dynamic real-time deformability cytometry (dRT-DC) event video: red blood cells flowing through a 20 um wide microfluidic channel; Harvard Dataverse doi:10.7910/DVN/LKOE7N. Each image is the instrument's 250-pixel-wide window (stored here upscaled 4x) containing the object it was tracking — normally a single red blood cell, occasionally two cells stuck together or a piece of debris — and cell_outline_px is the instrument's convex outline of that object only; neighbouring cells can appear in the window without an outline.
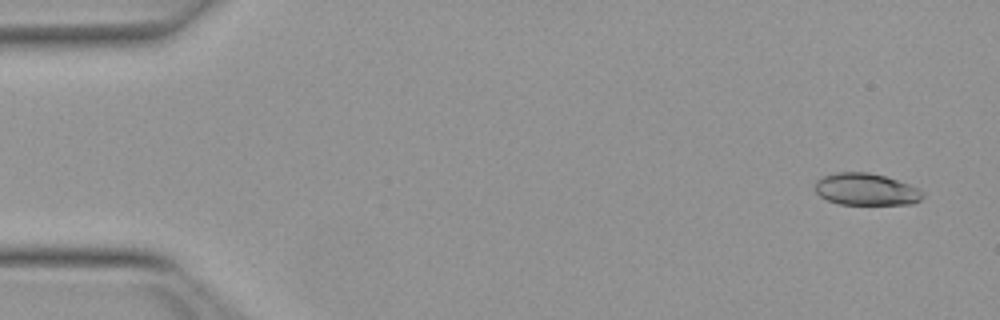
{"species": "Egyptian fruit bat (a non-hibernating species)", "species_latin": "Rousettus aegyptiacus", "temperature_condition": "warm", "stored_images_in_passage": 52, "camera_frame_rate_fps": 3000, "um_per_image_px": 0.085, "animal": {"sex": "female"}, "frame": {"image": 1, "passage_image": 3, "time_ms": 0.667, "image_size_px": [1000, 320], "cell_outline_px": [[924, 196], [920, 200], [912, 204], [840, 204], [828, 200], [820, 196], [816, 192], [816, 180], [824, 176], [836, 172], [868, 172], [884, 176], [908, 184], [924, 192]], "centroid_in_image_um": [73.61, 16.1], "position_along_channel_um": 11.4, "area_um2": 19.88}}
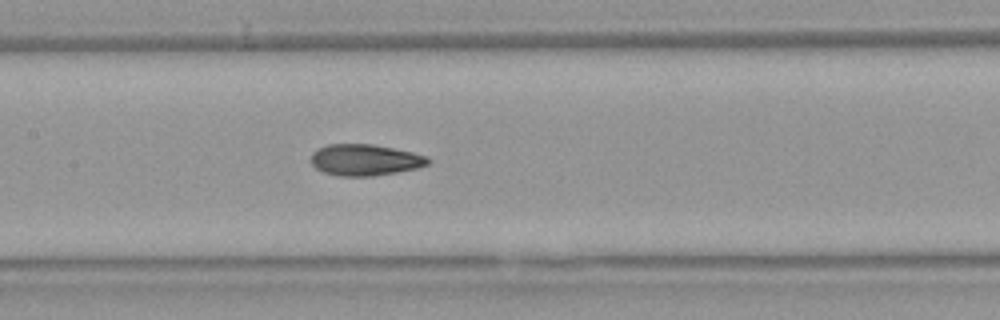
{"frame": {"image": 2, "passage_image": 25, "time_ms": 8.0, "image_size_px": [1000, 320], "cell_outline_px": [[432, 160], [428, 164], [416, 168], [396, 172], [372, 176], [340, 176], [324, 172], [316, 168], [312, 164], [312, 152], [328, 144], [372, 144], [412, 152], [424, 156]], "centroid_in_image_um": [31.02, 13.59], "position_along_channel_um": 176.4, "area_um2": 21.1}}
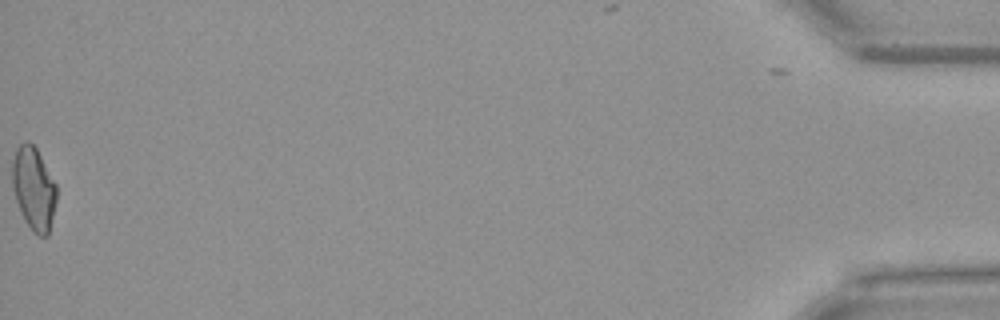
{"frame": {"image": 3, "passage_image": 52, "time_ms": 17.0, "image_size_px": [1000, 320], "cell_outline_px": [[56, 200], [48, 236], [40, 236], [32, 232], [24, 220], [16, 200], [12, 188], [12, 160], [16, 148], [24, 140], [28, 140], [36, 148], [56, 184]], "centroid_in_image_um": [2.84, 16.02], "position_along_channel_um": 432.4, "area_um2": 21.44}, "authors_computed_cell_mechanics": {"area_um2": 21.0392, "velocity_mm_per_s": 3.9879, "shape_relaxation_time_tau1_ms": 9.4753, "shape_relaxation_time_tau2_ms": 1.9103, "deformation_change_tau1": 0.2541, "deformation_change_tau2": 0.0869}}